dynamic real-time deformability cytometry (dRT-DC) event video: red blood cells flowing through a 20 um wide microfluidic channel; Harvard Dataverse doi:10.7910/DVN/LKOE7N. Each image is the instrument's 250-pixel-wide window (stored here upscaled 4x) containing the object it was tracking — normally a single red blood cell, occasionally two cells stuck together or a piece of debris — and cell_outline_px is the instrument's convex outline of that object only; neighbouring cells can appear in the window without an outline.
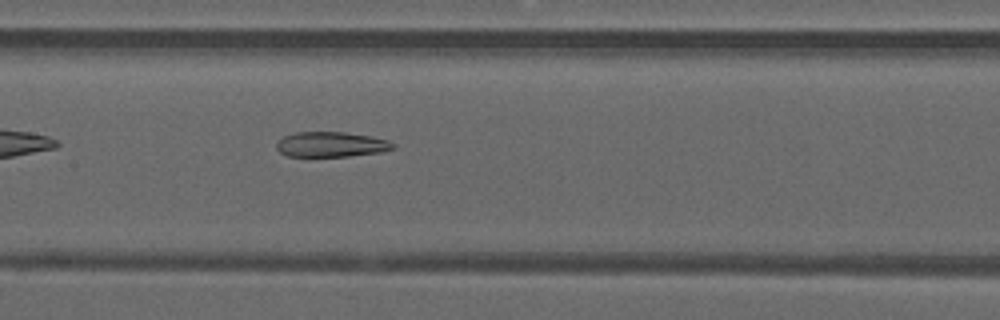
{"species": "common noctule bat (a hibernating species)", "species_latin": "Nyctalus noctula", "temperature_condition": "warm", "stored_images_in_passage": 29, "camera_frame_rate_fps": 3000, "um_per_image_px": 0.085, "animal": {"sex": "male", "forearm_length_mm": 52.5}, "frame": {"image": 1, "passage_image": 9, "time_ms": 2.667, "image_size_px": [1000, 320], "cell_outline_px": [[396, 148], [380, 152], [348, 156], [288, 156], [280, 152], [276, 148], [276, 144], [284, 136], [296, 132], [344, 132], [372, 136], [388, 140], [396, 144]], "centroid_in_image_um": [28.18, 12.27], "position_along_channel_um": 179.2, "area_um2": 17.05}}
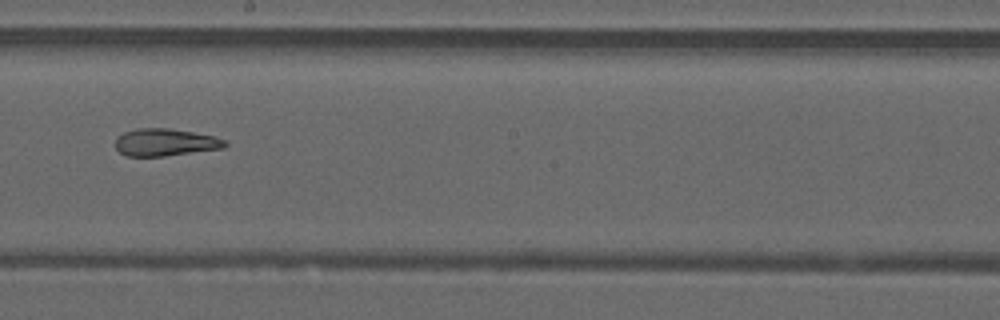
{"frame": {"image": 2, "passage_image": 13, "time_ms": 4.0, "image_size_px": [1000, 320], "cell_outline_px": [[228, 144], [224, 148], [164, 156], [124, 156], [116, 148], [116, 140], [124, 132], [136, 128], [168, 128], [192, 132], [212, 136], [224, 140]], "centroid_in_image_um": [14.03, 12.1], "position_along_channel_um": 234.2, "area_um2": 17.28}, "authors_computed_cell_mechanics": {"area_um2": 18.2648, "velocity_mm_per_s": 4.1391, "shape_relaxation_time_tau1_ms": null, "shape_relaxation_time_tau2_ms": 4.7361, "deformation_change_tau1": null, "deformation_change_tau2": 0.1375}}